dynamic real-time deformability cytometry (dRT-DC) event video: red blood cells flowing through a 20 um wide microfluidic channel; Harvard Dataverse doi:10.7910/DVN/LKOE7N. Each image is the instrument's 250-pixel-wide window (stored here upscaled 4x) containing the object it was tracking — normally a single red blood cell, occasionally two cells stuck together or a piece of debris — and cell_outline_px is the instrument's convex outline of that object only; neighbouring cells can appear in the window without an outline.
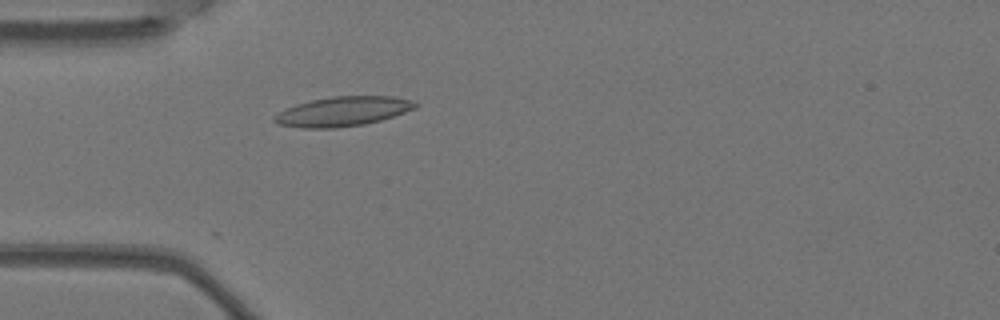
{"species": "Egyptian fruit bat (a non-hibernating species)", "species_latin": "Rousettus aegyptiacus", "temperature_condition": "warm", "stored_images_in_passage": 4, "camera_frame_rate_fps": 3000, "um_per_image_px": 0.085, "animal": {"sex": "female"}, "frame": {"image": 1, "passage_image": 4, "time_ms": 1.0, "image_size_px": [1000, 320], "cell_outline_px": [[420, 104], [416, 108], [380, 120], [364, 124], [332, 128], [300, 128], [280, 124], [272, 120], [272, 116], [284, 108], [296, 104], [312, 100], [332, 96], [392, 96], [416, 100]], "centroid_in_image_um": [29.14, 9.46], "position_along_channel_um": 55.9, "area_um2": 24.39}}